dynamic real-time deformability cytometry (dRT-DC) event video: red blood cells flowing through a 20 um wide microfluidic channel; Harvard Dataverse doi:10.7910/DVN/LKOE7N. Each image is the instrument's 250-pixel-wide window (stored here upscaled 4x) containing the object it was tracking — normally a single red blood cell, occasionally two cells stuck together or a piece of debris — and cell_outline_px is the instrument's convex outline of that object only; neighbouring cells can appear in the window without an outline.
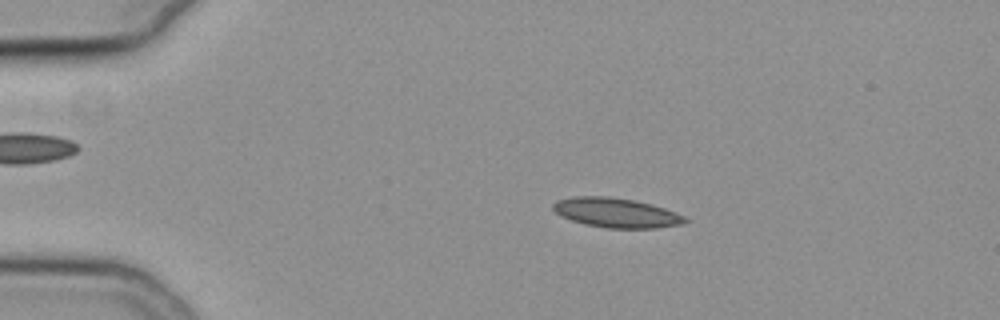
{"species": "common noctule bat (a hibernating species)", "species_latin": "Nyctalus noctula", "temperature_condition": "cold", "stored_images_in_passage": 55, "camera_frame_rate_fps": 3000, "um_per_image_px": 0.085, "animal": {"sex": "female", "body_mass_g": 19.3, "forearm_length_mm": 54.1}, "frame": {"image": 1, "passage_image": 11, "time_ms": 3.333, "image_size_px": [1000, 320], "cell_outline_px": [[688, 220], [680, 224], [656, 228], [608, 228], [584, 224], [560, 216], [552, 208], [552, 204], [556, 200], [572, 196], [608, 196], [632, 200], [652, 204], [676, 212], [684, 216]], "centroid_in_image_um": [52.34, 18.07], "position_along_channel_um": 32.7, "area_um2": 22.72}}
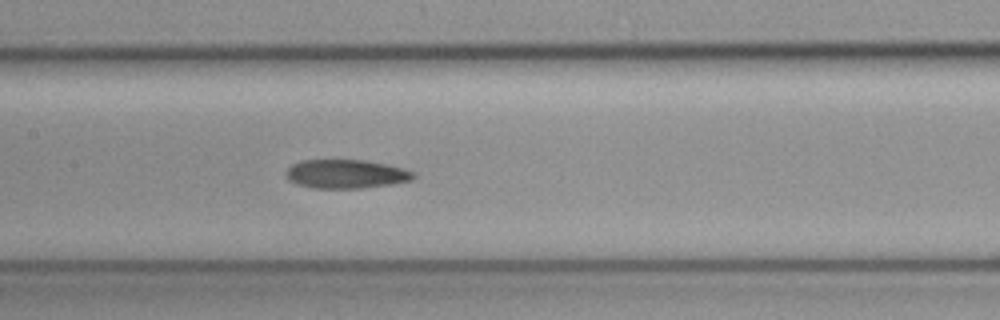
{"frame": {"image": 2, "passage_image": 27, "time_ms": 8.667, "image_size_px": [1000, 320], "cell_outline_px": [[416, 176], [412, 180], [392, 184], [360, 188], [312, 188], [296, 184], [288, 180], [284, 172], [292, 164], [304, 160], [364, 160], [388, 164], [404, 168], [416, 172]], "centroid_in_image_um": [29.43, 14.79], "position_along_channel_um": 178.0, "area_um2": 21.62}}
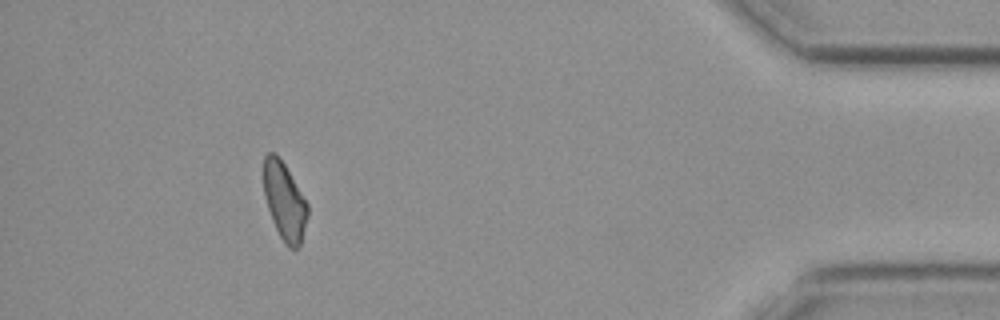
{"frame": {"image": 3, "passage_image": 50, "time_ms": 16.333, "image_size_px": [1000, 320], "cell_outline_px": [[308, 216], [300, 244], [296, 248], [288, 248], [284, 244], [272, 220], [264, 196], [264, 156], [268, 152], [276, 152], [284, 164], [308, 204]], "centroid_in_image_um": [24.17, 17.1], "position_along_channel_um": 411.0, "area_um2": 19.71}}